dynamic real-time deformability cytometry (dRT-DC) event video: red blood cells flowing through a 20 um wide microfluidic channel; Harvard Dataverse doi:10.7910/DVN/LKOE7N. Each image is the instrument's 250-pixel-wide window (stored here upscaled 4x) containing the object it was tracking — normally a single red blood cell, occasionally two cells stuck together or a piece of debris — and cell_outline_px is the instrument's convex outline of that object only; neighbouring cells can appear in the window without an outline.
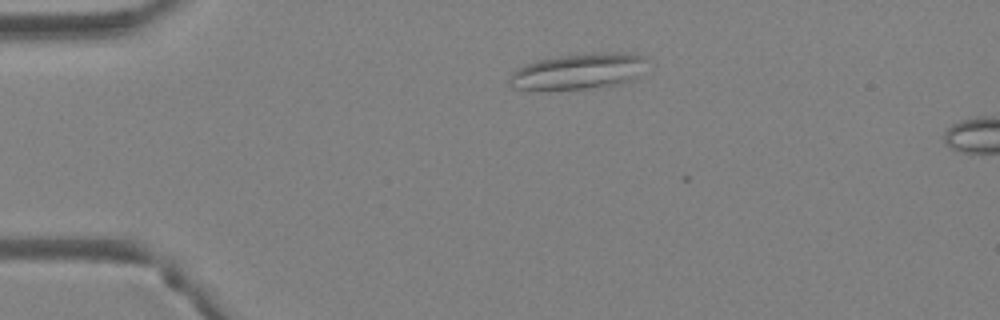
{"species": "Egyptian fruit bat (a non-hibernating species)", "species_latin": "Rousettus aegyptiacus", "temperature_condition": "warm", "stored_images_in_passage": 5, "camera_frame_rate_fps": 3000, "um_per_image_px": 0.085, "animal": {"sex": "female"}, "frame": {"image": 1, "passage_image": 3, "time_ms": 0.667, "image_size_px": [1000, 320], "cell_outline_px": [[652, 60], [624, 84], [600, 88], [512, 88], [508, 80], [512, 72], [516, 68], [540, 60], [560, 56], [596, 52], [628, 52], [648, 56]], "centroid_in_image_um": [49.28, 6.03], "position_along_channel_um": 35.7, "area_um2": 28.61}}